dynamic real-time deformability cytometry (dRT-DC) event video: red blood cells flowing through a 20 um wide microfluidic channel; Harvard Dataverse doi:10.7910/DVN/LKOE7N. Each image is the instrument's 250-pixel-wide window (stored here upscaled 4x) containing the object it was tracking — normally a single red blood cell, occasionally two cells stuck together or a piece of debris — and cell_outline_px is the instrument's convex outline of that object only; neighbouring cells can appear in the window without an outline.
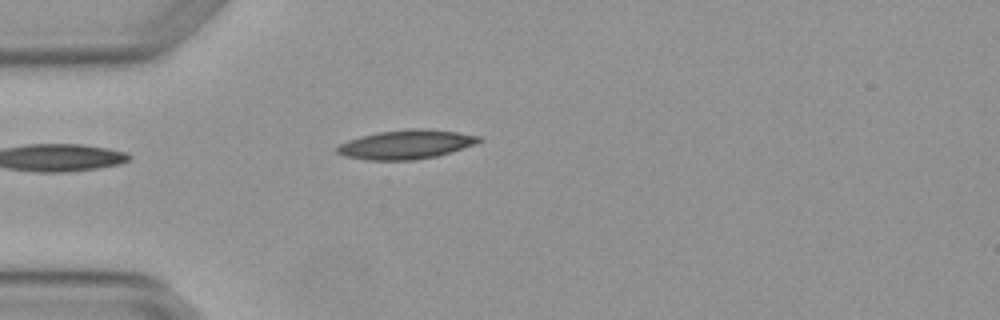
{"species": "Egyptian fruit bat (a non-hibernating species)", "species_latin": "Rousettus aegyptiacus", "temperature_condition": "warm", "stored_images_in_passage": 4, "camera_frame_rate_fps": 3000, "um_per_image_px": 0.085, "animal": {"sex": "female"}, "frame": {"image": 1, "passage_image": 4, "time_ms": 1.0, "image_size_px": [1000, 320], "cell_outline_px": [[484, 140], [476, 144], [452, 152], [436, 156], [412, 160], [368, 160], [344, 156], [336, 152], [336, 148], [340, 144], [348, 140], [360, 136], [380, 132], [412, 128], [424, 128], [456, 132], [480, 136]], "centroid_in_image_um": [34.54, 12.28], "position_along_channel_um": 50.5, "area_um2": 24.04}}